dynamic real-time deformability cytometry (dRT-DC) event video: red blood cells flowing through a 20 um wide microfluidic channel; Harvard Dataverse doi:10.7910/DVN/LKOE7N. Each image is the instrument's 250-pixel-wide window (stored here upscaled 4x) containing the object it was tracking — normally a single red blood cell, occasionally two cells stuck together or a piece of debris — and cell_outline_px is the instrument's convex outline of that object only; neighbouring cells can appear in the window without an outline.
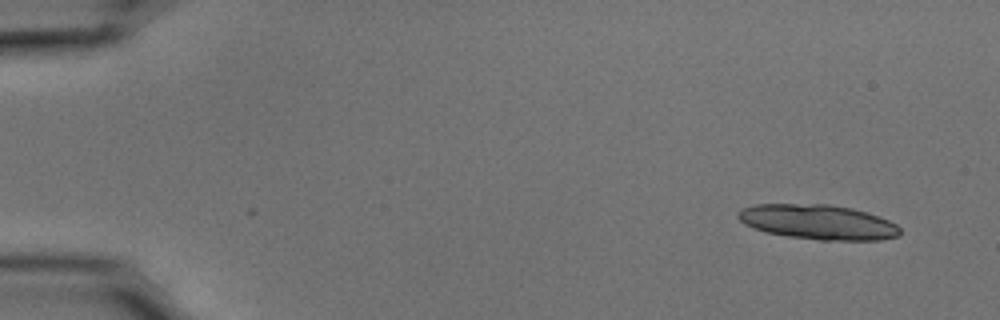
{"species": "common noctule bat (a hibernating species)", "species_latin": "Nyctalus noctula", "temperature_condition": "cold", "stored_images_in_passage": 15, "camera_frame_rate_fps": 3000, "um_per_image_px": 0.085, "animal": {"sex": "male", "body_mass_g": 15.6}, "frame": {"image": 1, "passage_image": 1, "time_ms": 0.0, "image_size_px": [1000, 320], "cell_outline_px": [[900, 236], [880, 240], [820, 240], [788, 236], [764, 232], [752, 228], [744, 224], [736, 216], [740, 208], [756, 204], [828, 204], [852, 208], [868, 212], [888, 220], [896, 224], [900, 228]], "centroid_in_image_um": [69.52, 18.87], "position_along_channel_um": 15.5, "area_um2": 33.12}}